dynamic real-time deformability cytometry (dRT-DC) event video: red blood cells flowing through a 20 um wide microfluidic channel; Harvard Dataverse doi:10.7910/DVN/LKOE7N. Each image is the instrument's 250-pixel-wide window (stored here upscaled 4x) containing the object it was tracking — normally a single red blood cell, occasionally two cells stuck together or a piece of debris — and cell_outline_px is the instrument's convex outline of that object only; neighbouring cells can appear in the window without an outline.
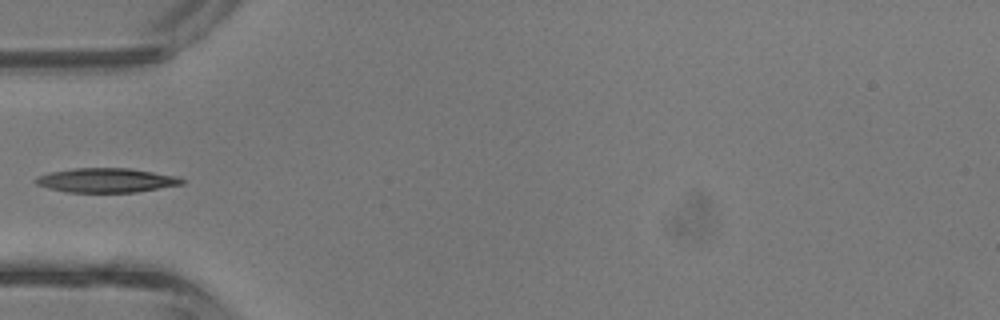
{"species": "common noctule bat (a hibernating species)", "species_latin": "Nyctalus noctula", "temperature_condition": "room temperature", "stored_images_in_passage": 3, "camera_frame_rate_fps": 3000, "um_per_image_px": 0.085, "animal": {"sex": "male", "body_mass_g": 13.3}, "frame": {"image": 1, "passage_image": 3, "time_ms": 0.667, "image_size_px": [1000, 320], "cell_outline_px": [[184, 184], [136, 192], [68, 192], [48, 188], [36, 184], [36, 176], [48, 172], [72, 168], [128, 168], [180, 176], [184, 180]], "centroid_in_image_um": [9.05, 15.32], "position_along_channel_um": 76.0, "area_um2": 20.81}}